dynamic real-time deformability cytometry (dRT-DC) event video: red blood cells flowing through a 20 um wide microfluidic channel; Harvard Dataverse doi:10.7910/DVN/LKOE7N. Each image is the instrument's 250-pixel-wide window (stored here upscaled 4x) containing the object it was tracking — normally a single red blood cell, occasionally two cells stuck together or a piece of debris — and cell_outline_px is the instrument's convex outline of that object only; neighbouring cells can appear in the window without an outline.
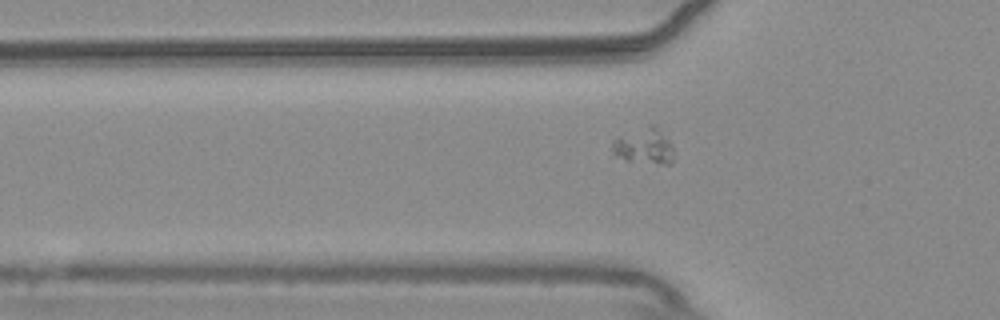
{"species": "common noctule bat (a hibernating species)", "species_latin": "Nyctalus noctula", "temperature_condition": "warm", "stored_images_in_passage": 42, "camera_frame_rate_fps": 3000, "um_per_image_px": 0.085, "animal": {"sex": "male", "body_mass_g": 20.4}, "frame": {"image": 1, "passage_image": 6, "time_ms": 1.667, "image_size_px": [1000, 320], "cell_outline_px": [[672, 160], [668, 164], [664, 164], [628, 160], [612, 156], [612, 140], [648, 124], [660, 124], [672, 148]], "centroid_in_image_um": [54.74, 12.37], "position_along_channel_um": 71.1, "area_um2": 12.95}}
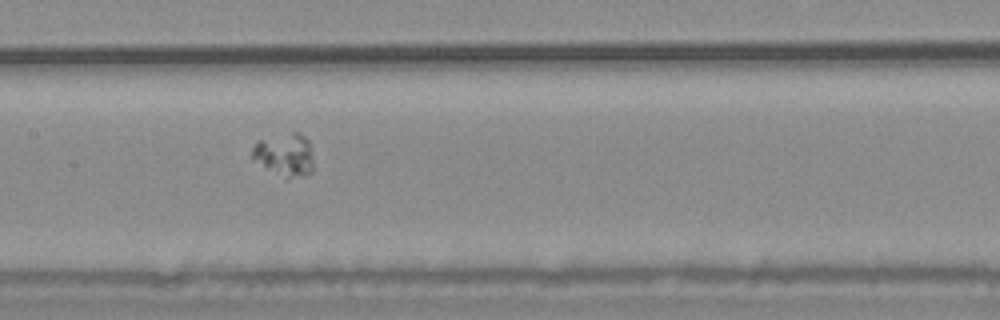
{"frame": {"image": 2, "passage_image": 15, "time_ms": 4.667, "image_size_px": [1000, 320], "cell_outline_px": [[312, 172], [304, 176], [288, 176], [264, 164], [252, 156], [252, 148], [256, 140], [292, 132], [300, 132], [312, 144]], "centroid_in_image_um": [24.27, 13.06], "position_along_channel_um": 183.1, "area_um2": 14.62}}
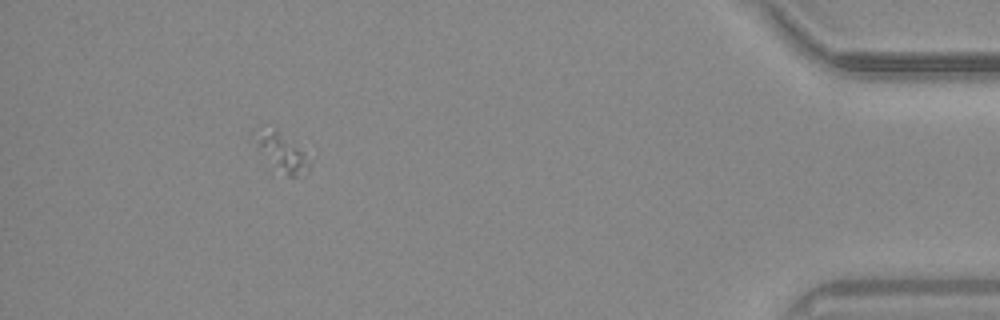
{"frame": {"image": 3, "passage_image": 38, "time_ms": 12.333, "image_size_px": [1000, 320], "cell_outline_px": [[312, 160], [308, 172], [296, 176], [288, 176], [256, 148], [252, 132], [252, 128], [276, 128]], "centroid_in_image_um": [23.91, 12.87], "position_along_channel_um": 411.3, "area_um2": 11.91}}